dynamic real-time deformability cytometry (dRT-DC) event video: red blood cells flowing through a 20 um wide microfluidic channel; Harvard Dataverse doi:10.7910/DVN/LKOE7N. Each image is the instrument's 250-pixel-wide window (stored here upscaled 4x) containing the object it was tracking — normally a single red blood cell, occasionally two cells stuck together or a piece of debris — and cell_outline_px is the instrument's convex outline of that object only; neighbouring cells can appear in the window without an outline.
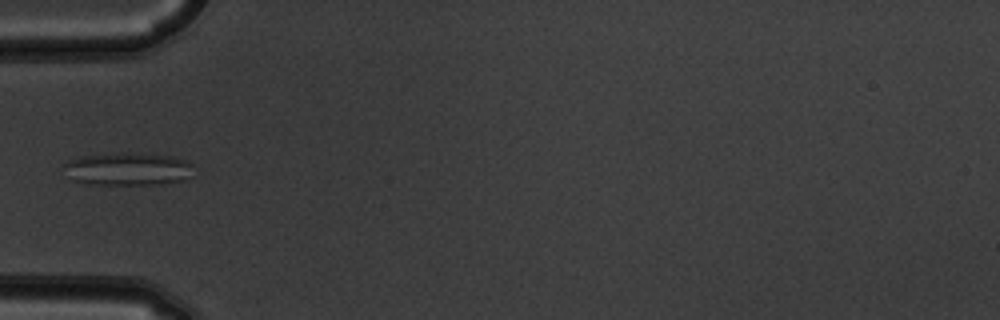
{"species": "common noctule bat (a hibernating species)", "species_latin": "Nyctalus noctula", "temperature_condition": "warm", "stored_images_in_passage": 5, "camera_frame_rate_fps": 3000, "um_per_image_px": 0.085, "animal": {"sex": "male", "body_mass_g": 19.5, "forearm_length_mm": 54.6}, "frame": {"image": 1, "passage_image": 3, "time_ms": 0.667, "image_size_px": [1000, 320], "cell_outline_px": [[192, 164], [188, 176], [184, 180], [164, 184], [88, 184], [76, 180], [64, 164], [68, 160], [80, 156], [116, 152], [128, 152], [176, 156], [188, 160]], "centroid_in_image_um": [10.94, 14.33], "position_along_channel_um": 74.1, "area_um2": 24.68}}
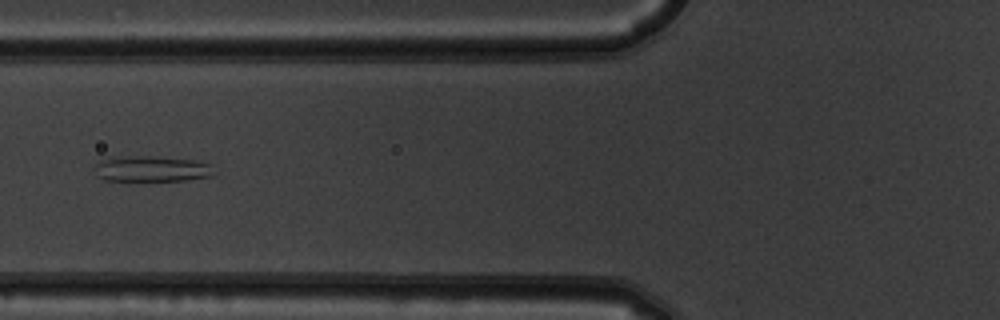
{"frame": {"image": 2, "passage_image": 4, "time_ms": 1.0, "image_size_px": [1000, 320], "cell_outline_px": [[212, 176], [184, 180], [104, 180], [92, 168], [100, 160], [128, 156], [152, 156], [192, 160], [208, 164]], "centroid_in_image_um": [12.82, 14.35], "position_along_channel_um": 113.0, "area_um2": 17.34}}